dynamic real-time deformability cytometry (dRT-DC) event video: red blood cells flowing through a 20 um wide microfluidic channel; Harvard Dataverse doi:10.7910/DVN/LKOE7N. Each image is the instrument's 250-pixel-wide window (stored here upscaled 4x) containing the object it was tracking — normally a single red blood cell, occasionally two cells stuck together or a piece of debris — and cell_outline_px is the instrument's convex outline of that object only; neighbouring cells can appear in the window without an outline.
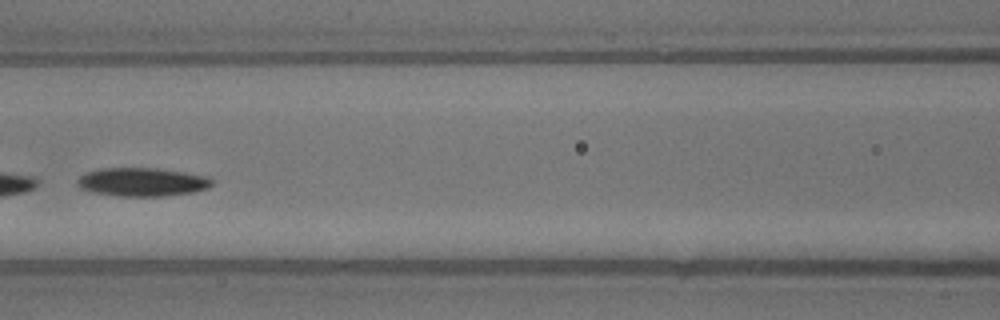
{"species": "common noctule bat (a hibernating species)", "species_latin": "Nyctalus noctula", "temperature_condition": "warm", "stored_images_in_passage": 27, "camera_frame_rate_fps": 3000, "um_per_image_px": 0.085, "animal": {"sex": "male", "body_mass_g": 13.3}, "frame": {"image": 1, "passage_image": 8, "time_ms": 2.333, "image_size_px": [1000, 320], "cell_outline_px": [[216, 180], [208, 188], [196, 192], [160, 196], [120, 196], [92, 192], [80, 188], [76, 184], [76, 180], [80, 176], [88, 172], [100, 168], [156, 168], [208, 176]], "centroid_in_image_um": [12.1, 15.47], "position_along_channel_um": 154.5, "area_um2": 22.48}}